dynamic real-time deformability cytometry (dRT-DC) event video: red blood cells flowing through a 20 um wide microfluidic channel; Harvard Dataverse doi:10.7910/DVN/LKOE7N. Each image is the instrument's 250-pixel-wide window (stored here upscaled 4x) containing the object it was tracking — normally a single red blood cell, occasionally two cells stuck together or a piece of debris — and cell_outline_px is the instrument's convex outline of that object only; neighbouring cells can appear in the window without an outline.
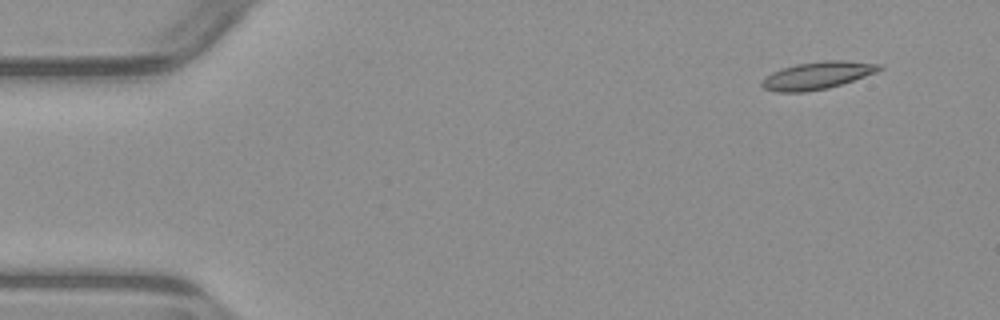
{"species": "common noctule bat (a hibernating species)", "species_latin": "Nyctalus noctula", "temperature_condition": "warm", "stored_images_in_passage": 4, "camera_frame_rate_fps": 3000, "um_per_image_px": 0.085, "animal": {"sex": "male", "body_mass_g": 23.1, "forearm_length_mm": 52.7}, "frame": {"image": 1, "passage_image": 1, "time_ms": 0.0, "image_size_px": [1000, 320], "cell_outline_px": [[884, 68], [876, 72], [828, 88], [804, 92], [776, 92], [764, 88], [760, 84], [760, 80], [764, 76], [772, 72], [796, 64], [824, 60], [844, 60], [880, 64]], "centroid_in_image_um": [69.43, 6.41], "position_along_channel_um": 15.6, "area_um2": 18.73}}
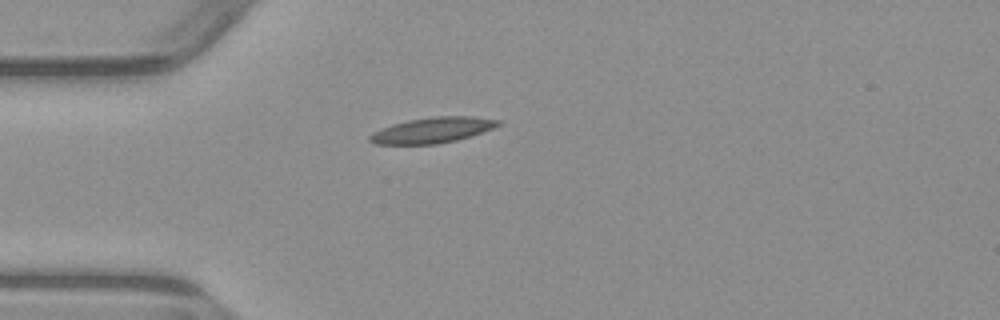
{"frame": {"image": 2, "passage_image": 4, "time_ms": 3.333, "image_size_px": [1000, 320], "cell_outline_px": [[504, 124], [456, 140], [436, 144], [376, 144], [368, 140], [368, 136], [372, 132], [380, 128], [392, 124], [408, 120], [432, 116], [476, 116], [500, 120]], "centroid_in_image_um": [36.74, 11.05], "position_along_channel_um": 48.3, "area_um2": 19.19}}